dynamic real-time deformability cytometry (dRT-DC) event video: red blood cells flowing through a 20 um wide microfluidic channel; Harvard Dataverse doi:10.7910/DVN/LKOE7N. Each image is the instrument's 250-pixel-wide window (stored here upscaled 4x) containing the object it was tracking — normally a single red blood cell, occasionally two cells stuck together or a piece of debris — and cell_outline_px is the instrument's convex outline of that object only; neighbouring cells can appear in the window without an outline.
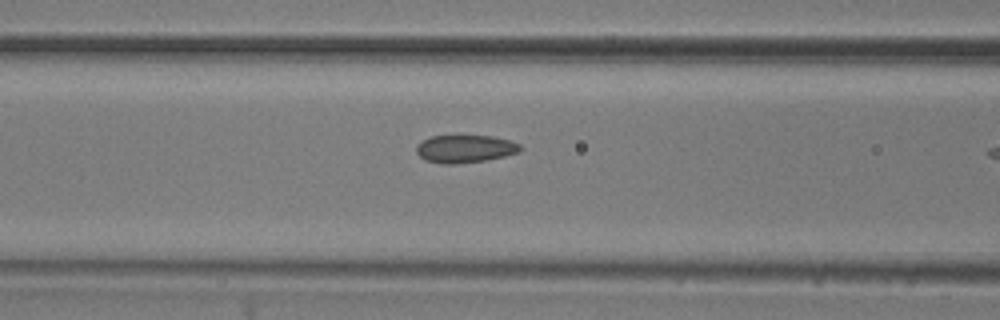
{"species": "common noctule bat (a hibernating species)", "species_latin": "Nyctalus noctula", "temperature_condition": "room temperature", "stored_images_in_passage": 17, "camera_frame_rate_fps": 3000, "um_per_image_px": 0.085, "animal": {"sex": "male", "body_mass_g": 20.5, "forearm_length_mm": 52.5}, "frame": {"image": 1, "passage_image": 15, "time_ms": 4.667, "image_size_px": [1000, 320], "cell_outline_px": [[524, 148], [520, 152], [504, 156], [484, 160], [456, 164], [444, 164], [424, 160], [416, 152], [416, 144], [420, 140], [432, 136], [492, 136], [508, 140], [520, 144]], "centroid_in_image_um": [39.51, 12.65], "position_along_channel_um": 127.1, "area_um2": 16.88}}